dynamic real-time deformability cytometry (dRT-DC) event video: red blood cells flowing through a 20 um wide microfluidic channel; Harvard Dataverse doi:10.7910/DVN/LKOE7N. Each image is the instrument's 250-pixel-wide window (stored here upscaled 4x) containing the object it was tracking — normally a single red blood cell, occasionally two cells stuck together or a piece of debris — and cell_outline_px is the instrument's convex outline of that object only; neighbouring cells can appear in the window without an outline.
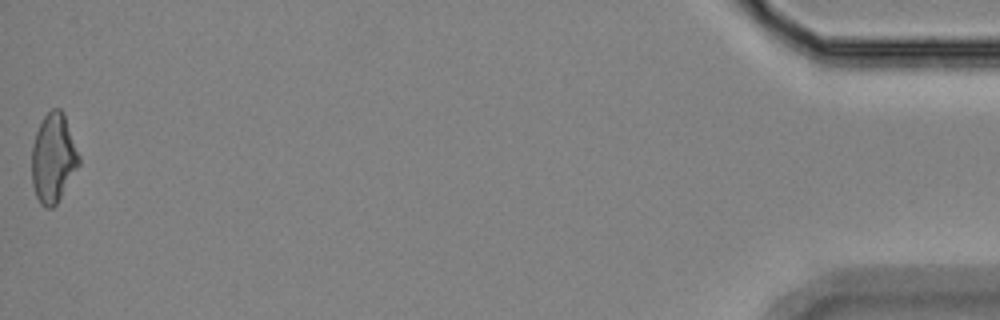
{"species": "Egyptian fruit bat (a non-hibernating species)", "species_latin": "Rousettus aegyptiacus", "temperature_condition": "room temperature", "stored_images_in_passage": 16, "camera_frame_rate_fps": 3000, "um_per_image_px": 0.085, "animal": {"sex": "female"}, "frame": {"image": 1, "passage_image": 16, "time_ms": 17.333, "image_size_px": [1000, 320], "cell_outline_px": [[80, 164], [56, 204], [52, 208], [44, 208], [40, 204], [36, 196], [32, 184], [32, 148], [36, 132], [44, 116], [52, 108], [60, 108], [64, 116], [80, 156]], "centroid_in_image_um": [4.52, 13.47], "position_along_channel_um": 430.7, "area_um2": 24.22}}